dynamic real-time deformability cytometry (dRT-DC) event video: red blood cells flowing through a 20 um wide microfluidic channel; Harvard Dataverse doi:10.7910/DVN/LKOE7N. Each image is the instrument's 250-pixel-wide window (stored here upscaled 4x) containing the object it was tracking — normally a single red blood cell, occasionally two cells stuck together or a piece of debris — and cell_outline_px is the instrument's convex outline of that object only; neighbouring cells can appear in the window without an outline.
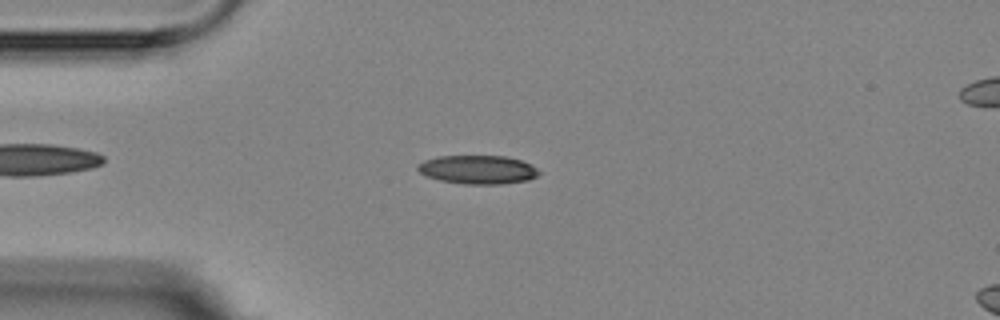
{"species": "Egyptian fruit bat (a non-hibernating species)", "species_latin": "Rousettus aegyptiacus", "temperature_condition": "room temperature", "stored_images_in_passage": 3, "camera_frame_rate_fps": 3000, "um_per_image_px": 0.085, "animal": {"sex": "female"}, "frame": {"image": 1, "passage_image": 2, "time_ms": 1.333, "image_size_px": [1000, 320], "cell_outline_px": [[540, 172], [536, 176], [528, 180], [500, 184], [464, 184], [440, 180], [428, 176], [420, 172], [416, 168], [416, 164], [424, 160], [436, 156], [508, 156], [532, 164]], "centroid_in_image_um": [40.6, 14.41], "position_along_channel_um": 44.4, "area_um2": 20.29}}